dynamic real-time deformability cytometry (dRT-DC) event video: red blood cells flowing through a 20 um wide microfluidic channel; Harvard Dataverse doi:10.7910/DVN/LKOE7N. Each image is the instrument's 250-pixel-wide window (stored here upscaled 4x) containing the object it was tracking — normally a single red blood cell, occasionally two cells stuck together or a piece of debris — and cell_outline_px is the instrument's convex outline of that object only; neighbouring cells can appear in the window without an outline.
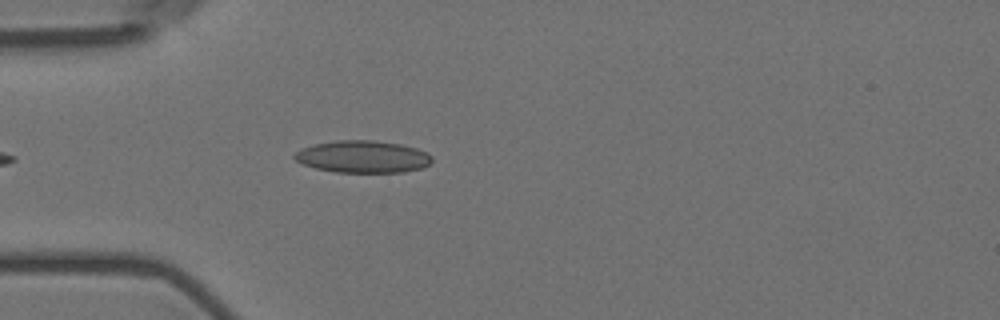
{"species": "Egyptian fruit bat (a non-hibernating species)", "species_latin": "Rousettus aegyptiacus", "temperature_condition": "room temperature", "stored_images_in_passage": 30, "camera_frame_rate_fps": 3000, "um_per_image_px": 0.085, "animal": {"sex": "female"}, "frame": {"image": 1, "passage_image": 6, "time_ms": 1.667, "image_size_px": [1000, 320], "cell_outline_px": [[432, 160], [424, 168], [404, 172], [336, 172], [316, 168], [304, 164], [296, 160], [292, 156], [300, 148], [316, 144], [336, 140], [376, 140], [400, 144], [416, 148], [428, 152], [432, 156]], "centroid_in_image_um": [30.86, 13.31], "position_along_channel_um": 54.1, "area_um2": 25.84}}
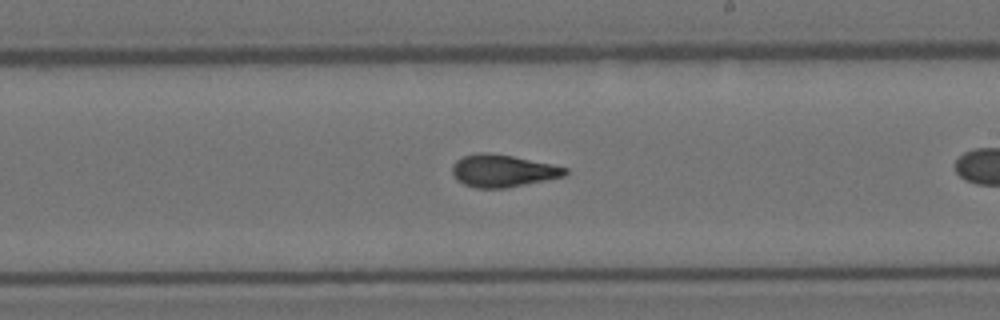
{"frame": {"image": 2, "passage_image": 19, "time_ms": 6.0, "image_size_px": [1000, 320], "cell_outline_px": [[568, 172], [564, 176], [508, 188], [476, 188], [464, 184], [456, 180], [452, 172], [452, 164], [456, 160], [464, 156], [480, 152], [488, 152], [512, 156], [552, 164], [568, 168]], "centroid_in_image_um": [42.72, 14.52], "position_along_channel_um": 246.3, "area_um2": 21.33}}
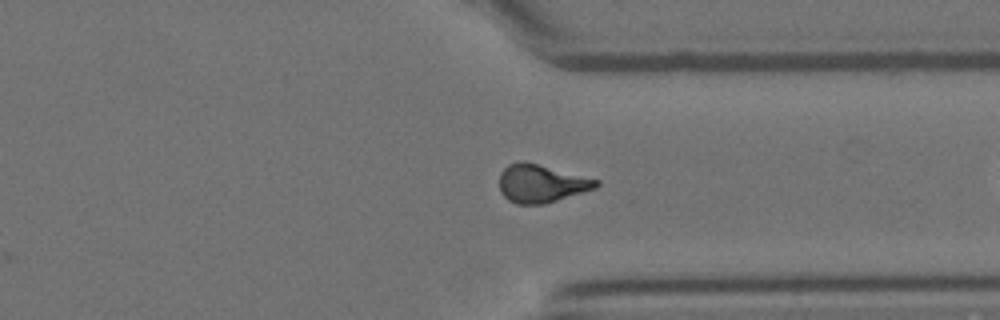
{"frame": {"image": 3, "passage_image": 29, "time_ms": 9.333, "image_size_px": [1000, 320], "cell_outline_px": [[600, 184], [596, 188], [544, 204], [516, 204], [508, 200], [500, 192], [500, 172], [508, 164], [520, 160], [524, 160], [600, 180]], "centroid_in_image_um": [45.99, 15.58], "position_along_channel_um": 365.4, "area_um2": 21.56}}